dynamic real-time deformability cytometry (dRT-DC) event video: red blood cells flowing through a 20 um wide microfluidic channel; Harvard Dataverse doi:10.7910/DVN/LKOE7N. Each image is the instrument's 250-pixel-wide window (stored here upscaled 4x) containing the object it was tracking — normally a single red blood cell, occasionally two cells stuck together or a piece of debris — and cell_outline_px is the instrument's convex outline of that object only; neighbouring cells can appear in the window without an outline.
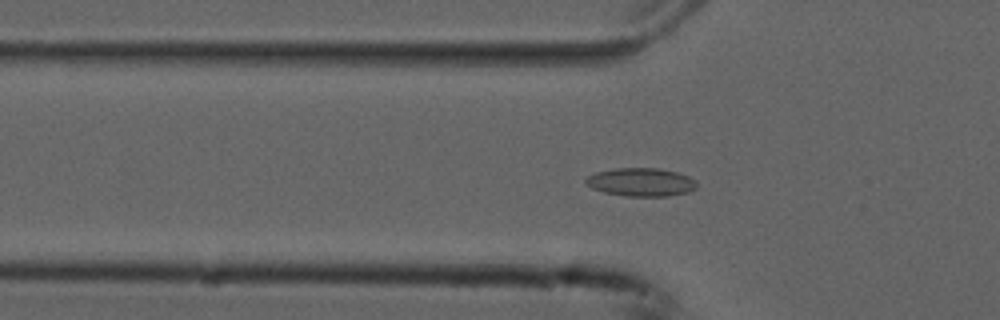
{"species": "common noctule bat (a hibernating species)", "species_latin": "Nyctalus noctula", "temperature_condition": "cold", "stored_images_in_passage": 55, "camera_frame_rate_fps": 3000, "um_per_image_px": 0.085, "animal": {"sex": "male", "forearm_length_mm": 52.5}, "frame": {"image": 1, "passage_image": 18, "time_ms": 5.667, "image_size_px": [1000, 320], "cell_outline_px": [[696, 188], [688, 192], [668, 196], [628, 196], [604, 192], [592, 188], [584, 184], [584, 180], [588, 176], [596, 172], [616, 168], [660, 168], [676, 172], [688, 176], [696, 180]], "centroid_in_image_um": [54.47, 15.48], "position_along_channel_um": 71.3, "area_um2": 18.32}}
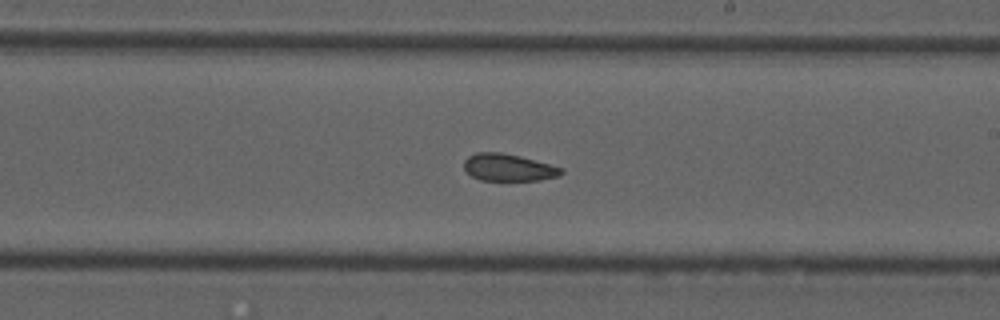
{"frame": {"image": 2, "passage_image": 32, "time_ms": 10.333, "image_size_px": [1000, 320], "cell_outline_px": [[564, 172], [560, 176], [540, 180], [480, 180], [472, 176], [464, 168], [464, 160], [468, 156], [476, 152], [500, 152], [520, 156], [564, 168]], "centroid_in_image_um": [43.23, 14.23], "position_along_channel_um": 245.8, "area_um2": 15.43}}
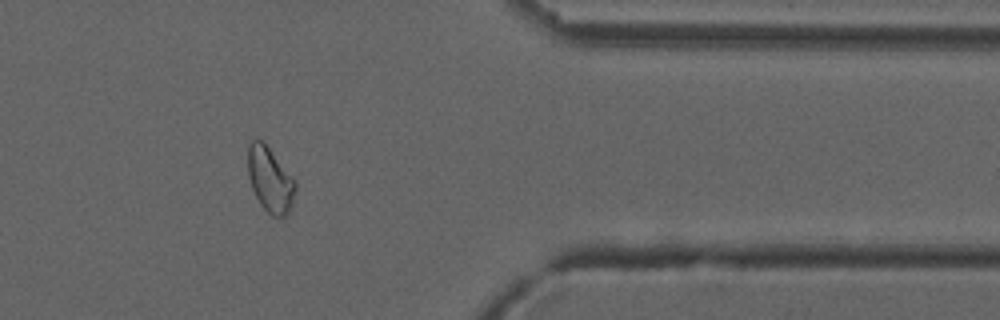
{"frame": {"image": 3, "passage_image": 45, "time_ms": 14.667, "image_size_px": [1000, 320], "cell_outline_px": [[296, 188], [288, 212], [284, 216], [272, 216], [260, 204], [252, 188], [248, 176], [248, 144], [252, 140], [260, 140], [268, 148], [296, 180]], "centroid_in_image_um": [22.95, 15.27], "position_along_channel_um": 388.5, "area_um2": 17.57}, "authors_computed_cell_mechanics": {"area_um2": 17.918, "velocity_mm_per_s": 3.7418, "shape_relaxation_time_tau1_ms": null, "shape_relaxation_time_tau2_ms": 2.7039, "deformation_change_tau1": null, "deformation_change_tau2": 0.0818}}